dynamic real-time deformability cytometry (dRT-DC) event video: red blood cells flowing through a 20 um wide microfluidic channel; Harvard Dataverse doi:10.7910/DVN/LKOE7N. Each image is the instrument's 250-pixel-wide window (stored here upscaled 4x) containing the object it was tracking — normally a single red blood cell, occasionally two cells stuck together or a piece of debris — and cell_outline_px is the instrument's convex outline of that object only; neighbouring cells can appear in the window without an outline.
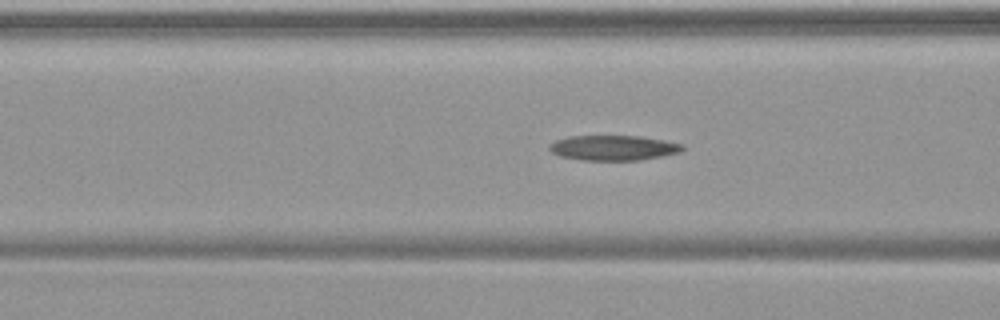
{"species": "common noctule bat (a hibernating species)", "species_latin": "Nyctalus noctula", "temperature_condition": "warm", "stored_images_in_passage": 57, "camera_frame_rate_fps": 3000, "um_per_image_px": 0.085, "animal": {"sex": "female", "body_mass_g": 19.9}, "frame": {"image": 1, "passage_image": 23, "time_ms": 7.333, "image_size_px": [1000, 320], "cell_outline_px": [[684, 148], [680, 152], [640, 160], [580, 160], [560, 156], [552, 152], [548, 148], [548, 144], [556, 140], [568, 136], [640, 136], [664, 140], [684, 144]], "centroid_in_image_um": [52.11, 12.56], "position_along_channel_um": 114.5, "area_um2": 19.48}}
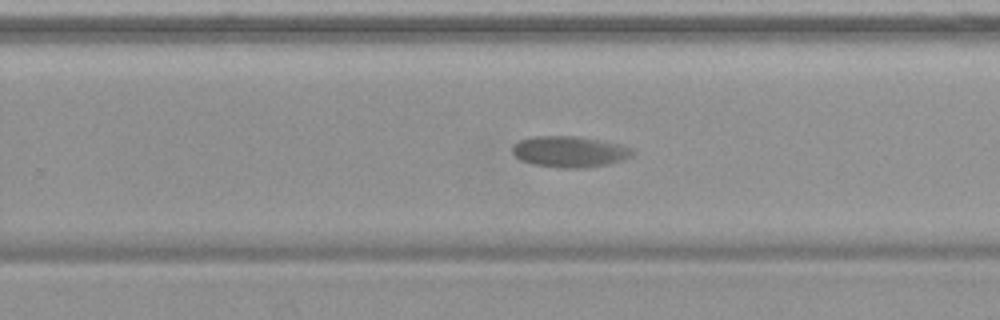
{"frame": {"image": 2, "passage_image": 37, "time_ms": 12.0, "image_size_px": [1000, 320], "cell_outline_px": [[636, 152], [632, 156], [624, 160], [608, 164], [584, 168], [564, 168], [532, 164], [520, 160], [512, 152], [512, 144], [520, 140], [532, 136], [576, 136], [600, 140], [620, 144], [636, 148]], "centroid_in_image_um": [48.46, 12.89], "position_along_channel_um": 281.3, "area_um2": 22.08}}
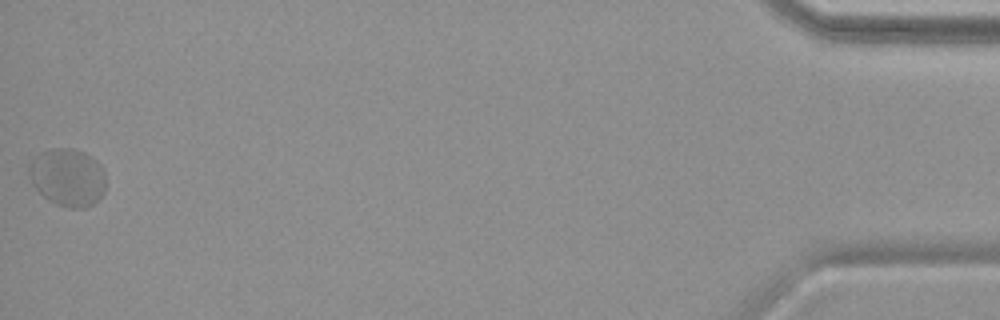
{"frame": {"image": 3, "passage_image": 57, "time_ms": 18.667, "image_size_px": [1000, 320], "cell_outline_px": [[104, 192], [92, 204], [84, 208], [68, 208], [56, 204], [48, 200], [32, 184], [28, 176], [28, 164], [36, 156], [52, 148], [72, 148], [84, 152], [96, 160], [104, 168]], "centroid_in_image_um": [5.74, 15.07], "position_along_channel_um": 429.5, "area_um2": 25.84}}